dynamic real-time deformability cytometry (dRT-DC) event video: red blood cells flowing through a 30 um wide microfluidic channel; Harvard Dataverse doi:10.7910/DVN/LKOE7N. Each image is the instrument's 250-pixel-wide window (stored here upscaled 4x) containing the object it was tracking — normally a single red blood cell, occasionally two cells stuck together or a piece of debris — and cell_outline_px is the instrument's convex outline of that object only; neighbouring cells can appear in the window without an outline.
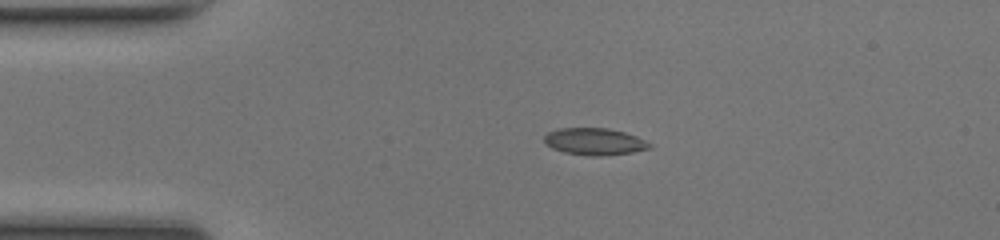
{"species": "common noctule bat (a hibernating species)", "species_latin": "Nyctalus noctula", "temperature_condition": "room temperature", "stored_images_in_passage": 40, "camera_frame_rate_fps": 3000, "um_per_image_px": 0.085, "animal": {"sex": "female", "body_mass_g": 17.0, "forearm_length_mm": 48.0}, "frame": {"image": 1, "passage_image": 1, "time_ms": 0.0, "image_size_px": [1000, 240], "cell_outline_px": [[652, 148], [632, 152], [600, 156], [588, 156], [564, 152], [552, 148], [544, 140], [544, 136], [548, 132], [560, 128], [608, 128], [624, 132], [636, 136], [652, 144]], "centroid_in_image_um": [50.55, 12.03], "position_along_channel_um": 34.5, "area_um2": 16.47}}
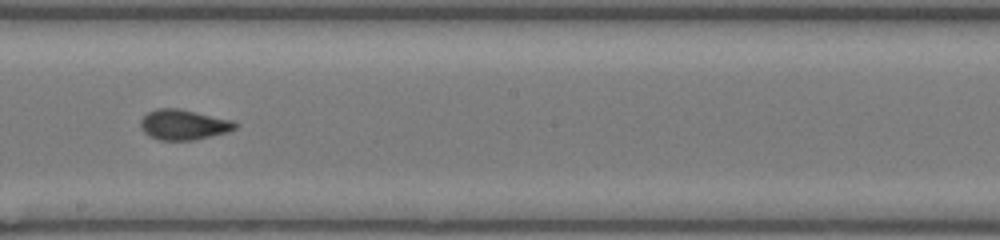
{"frame": {"image": 2, "passage_image": 18, "time_ms": 5.667, "image_size_px": [1000, 240], "cell_outline_px": [[240, 124], [236, 128], [228, 132], [192, 140], [160, 140], [144, 132], [140, 124], [140, 120], [148, 112], [156, 108], [180, 108], [232, 120]], "centroid_in_image_um": [15.63, 10.58], "position_along_channel_um": 232.6, "area_um2": 16.65}}
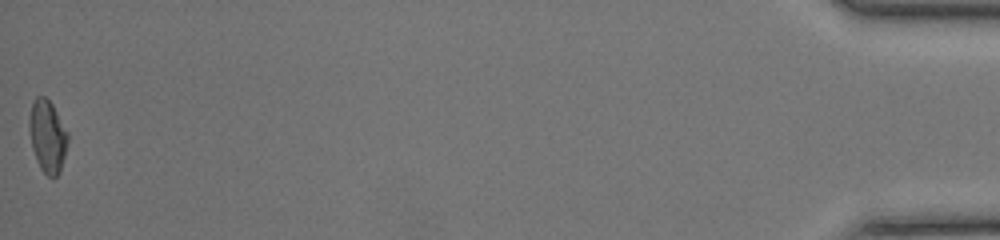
{"frame": {"image": 3, "passage_image": 40, "time_ms": 13.0, "image_size_px": [1000, 240], "cell_outline_px": [[68, 140], [60, 172], [56, 176], [48, 176], [40, 168], [36, 160], [32, 148], [28, 124], [28, 120], [32, 100], [36, 96], [44, 96], [52, 104], [68, 132]], "centroid_in_image_um": [4.02, 11.55], "position_along_channel_um": 431.2, "area_um2": 16.3}, "authors_computed_cell_mechanics": {"area_um2": 16.1551, "velocity_mm_per_s": 4.1859, "shape_relaxation_time_tau1_ms": 4.6226, "shape_relaxation_time_tau2_ms": 0.7575, "deformation_change_tau1": 0.1673, "deformation_change_tau2": 0.0592}}